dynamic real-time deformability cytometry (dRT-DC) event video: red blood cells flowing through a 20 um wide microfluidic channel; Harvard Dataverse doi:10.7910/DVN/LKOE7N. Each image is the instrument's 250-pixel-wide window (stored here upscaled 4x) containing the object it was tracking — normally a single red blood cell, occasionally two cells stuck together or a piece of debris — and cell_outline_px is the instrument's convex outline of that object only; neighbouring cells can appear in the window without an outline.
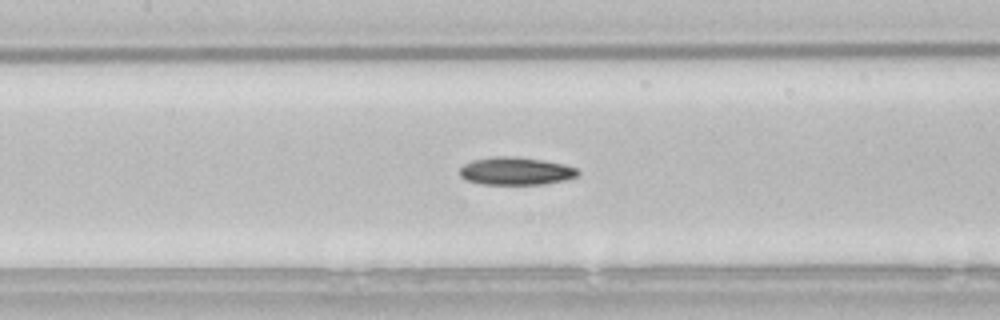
{"species": "common noctule bat (a hibernating species)", "species_latin": "Nyctalus noctula", "temperature_condition": "room temperature", "stored_images_in_passage": 32, "camera_frame_rate_fps": 3000, "um_per_image_px": 0.085, "animal": {"sex": "male", "body_mass_g": 21.5, "forearm_length_mm": 52.0}, "frame": {"image": 1, "passage_image": 9, "time_ms": 2.667, "image_size_px": [1000, 320], "cell_outline_px": [[580, 172], [576, 176], [564, 180], [544, 184], [480, 184], [464, 180], [460, 176], [460, 168], [464, 164], [472, 160], [492, 156], [512, 156], [540, 160], [564, 164], [576, 168]], "centroid_in_image_um": [43.79, 14.54], "position_along_channel_um": 163.6, "area_um2": 19.13}}
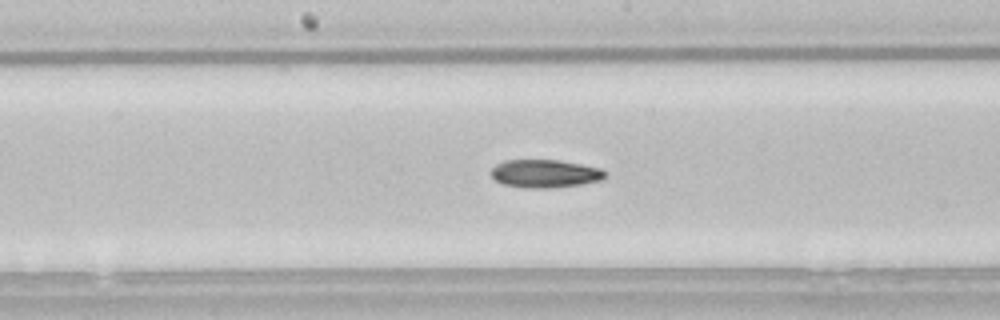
{"frame": {"image": 2, "passage_image": 12, "time_ms": 3.667, "image_size_px": [1000, 320], "cell_outline_px": [[608, 172], [600, 180], [580, 184], [552, 188], [524, 188], [504, 184], [496, 180], [488, 172], [496, 164], [504, 160], [560, 160], [600, 168]], "centroid_in_image_um": [46.29, 14.75], "position_along_channel_um": 201.9, "area_um2": 18.67}}
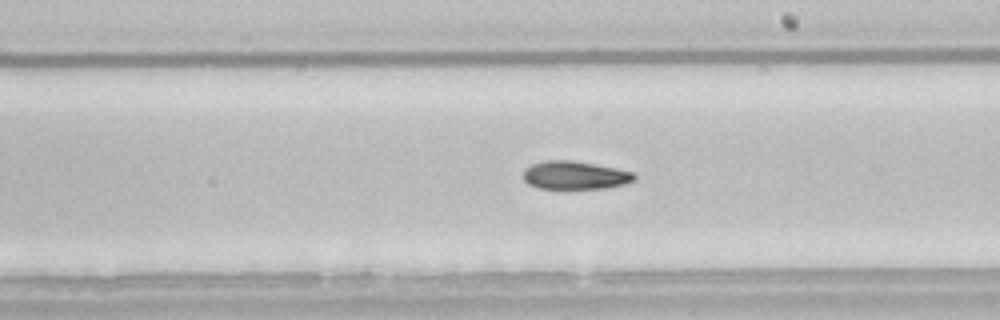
{"frame": {"image": 3, "passage_image": 15, "time_ms": 4.667, "image_size_px": [1000, 320], "cell_outline_px": [[636, 180], [624, 184], [604, 188], [540, 188], [528, 184], [524, 180], [524, 172], [532, 164], [544, 160], [572, 160], [616, 168], [632, 172], [636, 176]], "centroid_in_image_um": [48.89, 14.89], "position_along_channel_um": 240.1, "area_um2": 18.03}, "authors_computed_cell_mechanics": {"area_um2": 18.9584, "velocity_mm_per_s": 3.8317, "shape_relaxation_time_tau1_ms": 6.4158, "shape_relaxation_time_tau2_ms": null, "deformation_change_tau1": 0.1569, "deformation_change_tau2": null}}